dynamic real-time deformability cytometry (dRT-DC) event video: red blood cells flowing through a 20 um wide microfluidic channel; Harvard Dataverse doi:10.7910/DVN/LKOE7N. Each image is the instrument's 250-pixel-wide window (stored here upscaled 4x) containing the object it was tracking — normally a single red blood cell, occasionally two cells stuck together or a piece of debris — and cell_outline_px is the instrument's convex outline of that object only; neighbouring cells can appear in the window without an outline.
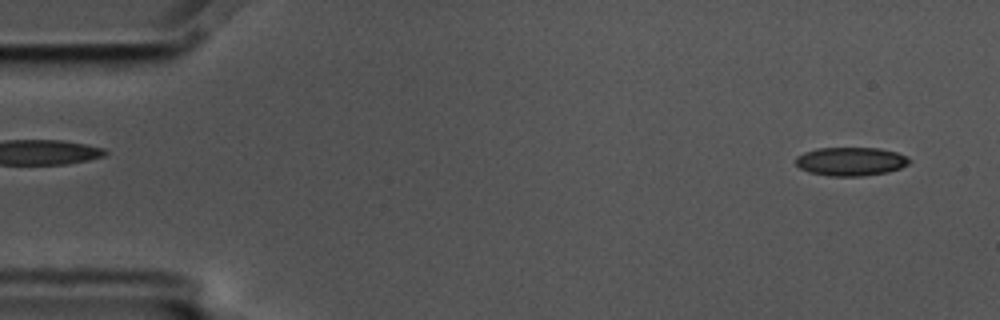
{"species": "common noctule bat (a hibernating species)", "species_latin": "Nyctalus noctula", "temperature_condition": "cold", "stored_images_in_passage": 55, "camera_frame_rate_fps": 3000, "um_per_image_px": 0.085, "animal": {"sex": "male", "body_mass_g": 17.5, "forearm_length_mm": 52.3}, "frame": {"image": 1, "passage_image": 3, "time_ms": 0.667, "image_size_px": [1000, 320], "cell_outline_px": [[912, 160], [908, 164], [900, 168], [888, 172], [864, 176], [828, 176], [808, 172], [800, 168], [796, 164], [796, 156], [804, 152], [816, 148], [880, 148], [896, 152]], "centroid_in_image_um": [72.3, 13.72], "position_along_channel_um": 12.7, "area_um2": 19.02}}
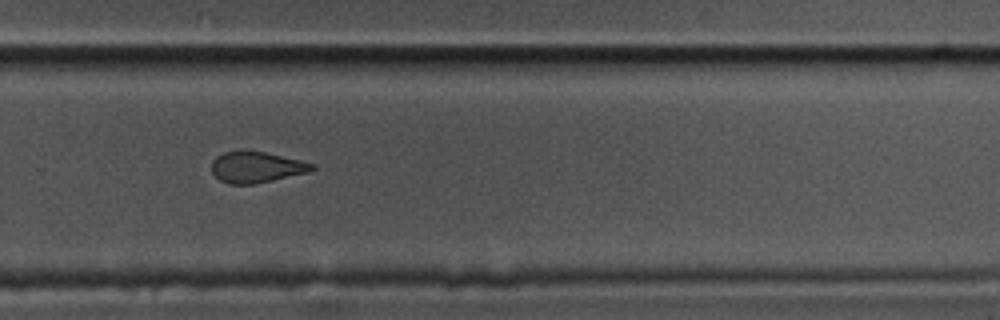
{"frame": {"image": 2, "passage_image": 37, "time_ms": 12.0, "image_size_px": [1000, 320], "cell_outline_px": [[316, 168], [308, 172], [256, 184], [228, 184], [220, 180], [212, 172], [212, 160], [216, 156], [224, 152], [240, 148], [264, 152], [300, 160], [316, 164]], "centroid_in_image_um": [21.77, 14.18], "position_along_channel_um": 308.0, "area_um2": 18.5}}
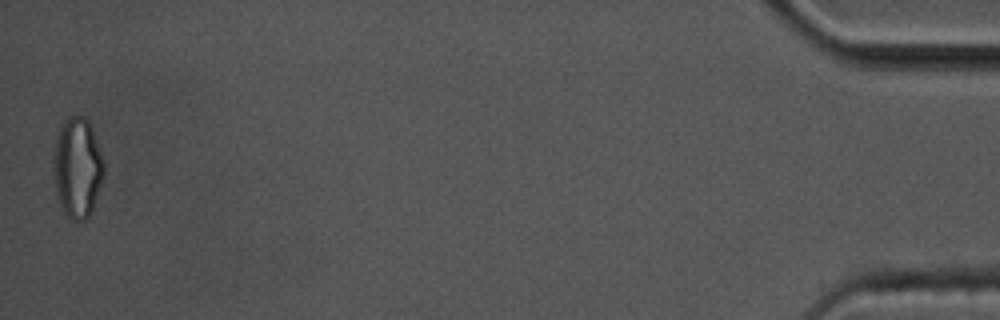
{"frame": {"image": 3, "passage_image": 55, "time_ms": 18.0, "image_size_px": [1000, 320], "cell_outline_px": [[104, 176], [92, 208], [88, 216], [84, 220], [72, 220], [64, 212], [60, 204], [56, 192], [56, 136], [60, 124], [72, 116], [84, 116], [88, 120], [92, 128], [104, 160]], "centroid_in_image_um": [6.62, 14.23], "position_along_channel_um": 428.6, "area_um2": 28.67}, "authors_computed_cell_mechanics": {"area_um2": 19.4786, "velocity_mm_per_s": 3.5859, "shape_relaxation_time_tau1_ms": 10.9149, "shape_relaxation_time_tau2_ms": 2.4613, "deformation_change_tau1": 0.1698, "deformation_change_tau2": 0.0842}}